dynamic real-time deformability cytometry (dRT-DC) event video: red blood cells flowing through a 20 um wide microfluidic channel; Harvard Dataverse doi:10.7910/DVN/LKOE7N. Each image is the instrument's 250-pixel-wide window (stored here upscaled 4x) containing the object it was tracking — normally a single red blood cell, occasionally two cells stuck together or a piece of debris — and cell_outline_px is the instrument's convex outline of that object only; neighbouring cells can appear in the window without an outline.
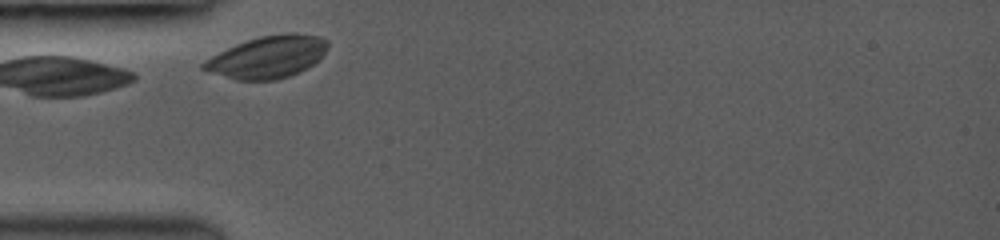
{"species": "common noctule bat (a hibernating species)", "species_latin": "Nyctalus noctula", "temperature_condition": "room temperature", "stored_images_in_passage": 4, "camera_frame_rate_fps": 3000, "um_per_image_px": 0.085, "animal": {"sex": "female", "body_mass_g": 19.0, "forearm_length_mm": 53.3}, "frame": {"image": 1, "passage_image": 1, "time_ms": 0.0, "image_size_px": [1000, 240], "cell_outline_px": [[328, 48], [312, 64], [300, 72], [276, 80], [236, 80], [200, 68], [200, 64], [204, 60], [236, 44], [260, 36], [288, 32], [296, 32], [320, 36], [328, 40]], "centroid_in_image_um": [22.75, 4.83], "position_along_channel_um": 62.2, "area_um2": 30.35}}